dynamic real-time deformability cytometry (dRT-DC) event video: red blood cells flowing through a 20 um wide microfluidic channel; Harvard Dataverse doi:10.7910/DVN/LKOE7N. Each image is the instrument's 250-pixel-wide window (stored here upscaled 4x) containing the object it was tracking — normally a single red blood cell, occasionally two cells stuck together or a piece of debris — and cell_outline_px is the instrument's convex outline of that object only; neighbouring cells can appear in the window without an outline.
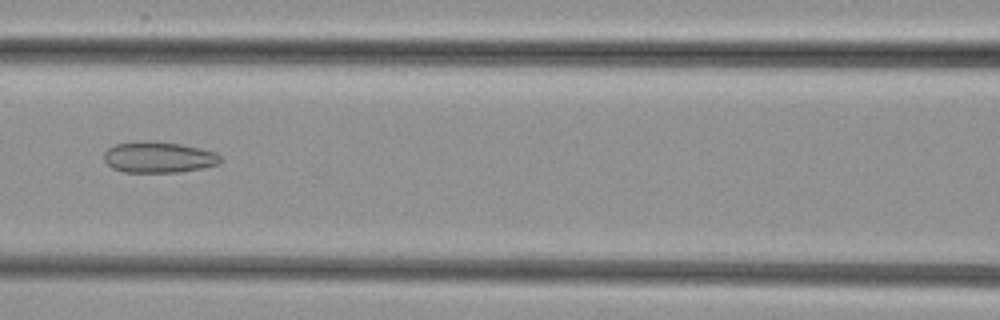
{"species": "common noctule bat (a hibernating species)", "species_latin": "Nyctalus noctula", "temperature_condition": "cold", "stored_images_in_passage": 34, "camera_frame_rate_fps": 3000, "um_per_image_px": 0.085, "animal": {"sex": "female", "body_mass_g": 29.2, "forearm_length_mm": 56.3}, "frame": {"image": 1, "passage_image": 12, "time_ms": 3.667, "image_size_px": [1000, 320], "cell_outline_px": [[224, 160], [220, 164], [204, 168], [180, 172], [124, 172], [112, 168], [104, 160], [104, 152], [108, 148], [116, 144], [136, 140], [148, 140], [180, 144], [200, 148], [216, 152]], "centroid_in_image_um": [13.5, 13.36], "position_along_channel_um": 153.1, "area_um2": 21.44}}
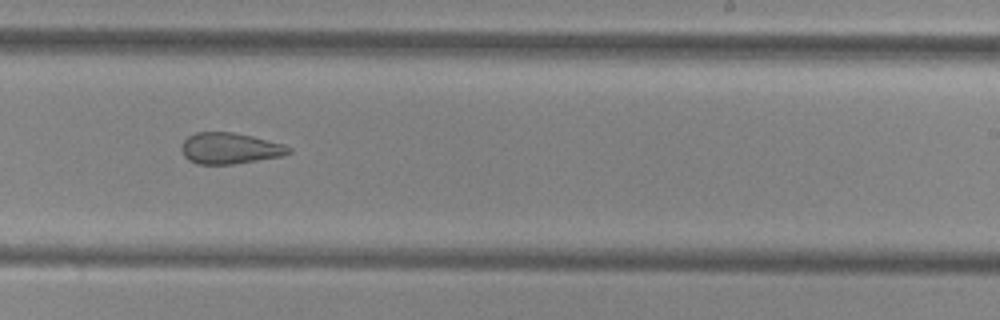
{"frame": {"image": 2, "passage_image": 21, "time_ms": 6.667, "image_size_px": [1000, 320], "cell_outline_px": [[292, 152], [280, 156], [232, 164], [196, 164], [188, 160], [184, 156], [180, 148], [184, 140], [188, 136], [196, 132], [232, 132], [252, 136], [284, 144], [292, 148]], "centroid_in_image_um": [19.51, 12.6], "position_along_channel_um": 269.5, "area_um2": 19.42}}
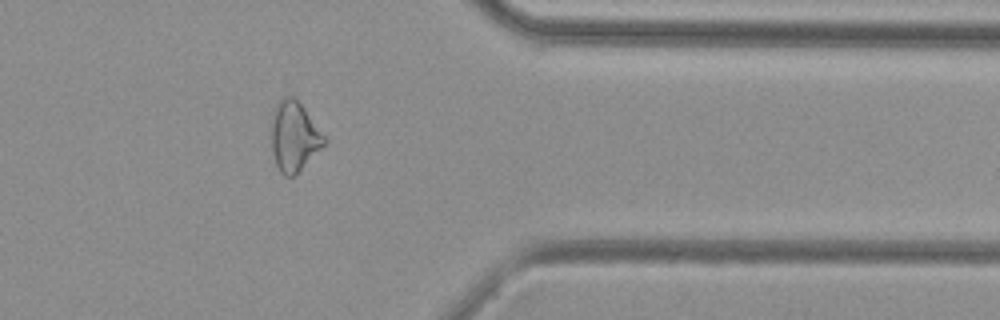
{"frame": {"image": 3, "passage_image": 31, "time_ms": 10.0, "image_size_px": [1000, 320], "cell_outline_px": [[328, 144], [292, 176], [284, 176], [280, 172], [276, 164], [272, 152], [272, 108], [284, 96], [292, 96], [304, 108], [328, 140]], "centroid_in_image_um": [25.01, 11.59], "position_along_channel_um": 386.4, "area_um2": 21.5}}